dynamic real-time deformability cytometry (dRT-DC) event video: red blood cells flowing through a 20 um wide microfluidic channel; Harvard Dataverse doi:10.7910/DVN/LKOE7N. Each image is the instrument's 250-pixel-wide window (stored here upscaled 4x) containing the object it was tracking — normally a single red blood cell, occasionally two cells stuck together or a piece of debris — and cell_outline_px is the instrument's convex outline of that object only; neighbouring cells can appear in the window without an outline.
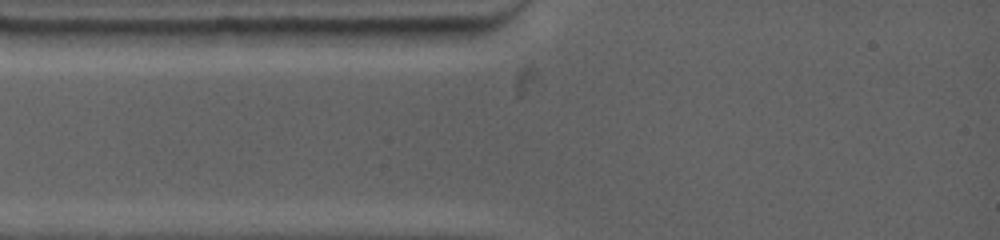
{"species": "common noctule bat (a hibernating species)", "species_latin": "Nyctalus noctula", "temperature_condition": "warm", "stored_images_in_passage": 2, "camera_frame_rate_fps": 4500, "um_per_image_px": 0.085, "animal": {"sex": "female", "body_mass_g": 19.0, "forearm_length_mm": 53.3}, "frame": {"image": 1, "passage_image": 1, "time_ms": 0.0, "image_size_px": [1000, 240], "cell_outline_px": [[192, 32], [184, 44], [156, 48], [104, 48], [84, 44], [68, 40], [60, 32], [68, 28], [76, 28]], "centroid_in_image_um": [10.68, 3.23], "position_along_channel_um": 74.3, "area_um2": 14.62}}